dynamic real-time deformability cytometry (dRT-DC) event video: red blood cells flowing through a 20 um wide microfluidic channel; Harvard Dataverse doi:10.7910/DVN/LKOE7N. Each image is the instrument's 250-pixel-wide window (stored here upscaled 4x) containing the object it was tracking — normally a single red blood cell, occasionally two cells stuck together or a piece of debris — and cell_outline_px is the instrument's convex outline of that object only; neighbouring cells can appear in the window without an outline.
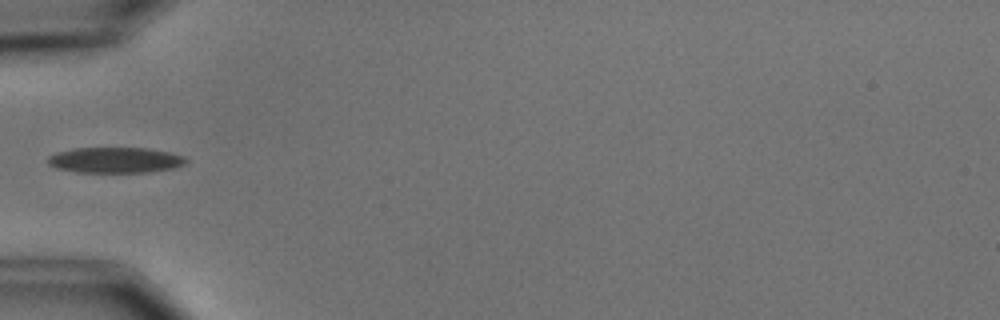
{"species": "common noctule bat (a hibernating species)", "species_latin": "Nyctalus noctula", "temperature_condition": "cold", "stored_images_in_passage": 6, "camera_frame_rate_fps": 3000, "um_per_image_px": 0.085, "animal": {"sex": "male", "body_mass_g": 15.6}, "frame": {"image": 1, "passage_image": 6, "time_ms": 5.667, "image_size_px": [1000, 320], "cell_outline_px": [[188, 160], [184, 164], [176, 168], [148, 172], [76, 172], [56, 168], [48, 164], [48, 156], [56, 152], [72, 148], [148, 148], [168, 152], [184, 156]], "centroid_in_image_um": [9.79, 13.61], "position_along_channel_um": 75.2, "area_um2": 20.75}}